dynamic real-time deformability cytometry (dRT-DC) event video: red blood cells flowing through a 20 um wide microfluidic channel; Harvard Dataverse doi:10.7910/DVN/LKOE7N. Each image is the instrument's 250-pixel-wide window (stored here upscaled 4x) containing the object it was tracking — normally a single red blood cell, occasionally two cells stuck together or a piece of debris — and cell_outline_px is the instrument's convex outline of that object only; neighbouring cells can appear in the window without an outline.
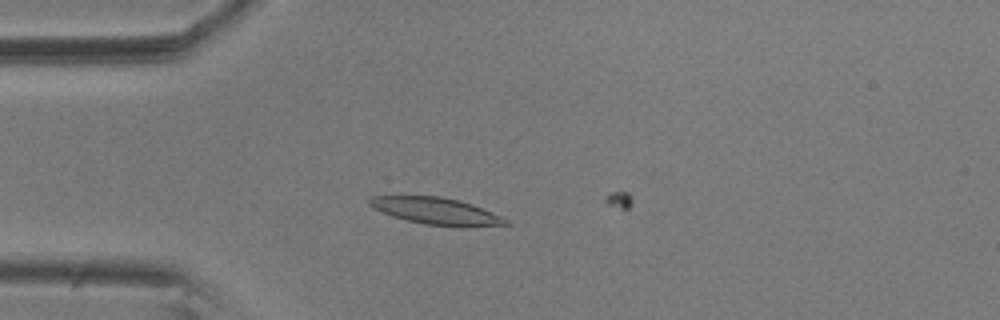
{"species": "common noctule bat (a hibernating species)", "species_latin": "Nyctalus noctula", "temperature_condition": "room temperature", "stored_images_in_passage": 6, "camera_frame_rate_fps": 3000, "um_per_image_px": 0.085, "animal": {"sex": "male", "body_mass_g": 20.5, "forearm_length_mm": 52.5}, "frame": {"image": 1, "passage_image": 5, "time_ms": 1.333, "image_size_px": [1000, 320], "cell_outline_px": [[512, 224], [424, 224], [392, 216], [372, 208], [368, 204], [368, 200], [372, 196], [440, 196], [460, 200], [472, 204], [504, 216]], "centroid_in_image_um": [36.99, 17.88], "position_along_channel_um": 48.0, "area_um2": 20.46}}